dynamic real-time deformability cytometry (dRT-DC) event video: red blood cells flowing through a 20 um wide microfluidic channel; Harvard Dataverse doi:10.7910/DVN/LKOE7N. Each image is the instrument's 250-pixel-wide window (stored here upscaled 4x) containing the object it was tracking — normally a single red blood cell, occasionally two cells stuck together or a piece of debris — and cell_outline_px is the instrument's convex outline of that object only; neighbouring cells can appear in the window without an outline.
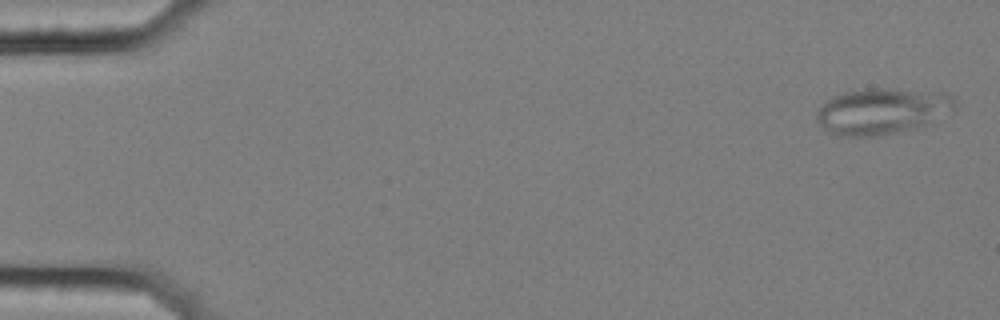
{"species": "common noctule bat (a hibernating species)", "species_latin": "Nyctalus noctula", "temperature_condition": "cold", "stored_images_in_passage": 9, "camera_frame_rate_fps": 3000, "um_per_image_px": 0.085, "animal": {"sex": "female", "body_mass_g": 25.1}, "frame": {"image": 1, "passage_image": 1, "time_ms": 0.0, "image_size_px": [1000, 320], "cell_outline_px": [[956, 108], [924, 124], [900, 132], [876, 136], [836, 136], [824, 132], [816, 120], [816, 116], [824, 100], [832, 96], [844, 92], [876, 88], [884, 88], [940, 92], [952, 96], [956, 100]], "centroid_in_image_um": [74.89, 9.45], "position_along_channel_um": 10.1, "area_um2": 37.11}}